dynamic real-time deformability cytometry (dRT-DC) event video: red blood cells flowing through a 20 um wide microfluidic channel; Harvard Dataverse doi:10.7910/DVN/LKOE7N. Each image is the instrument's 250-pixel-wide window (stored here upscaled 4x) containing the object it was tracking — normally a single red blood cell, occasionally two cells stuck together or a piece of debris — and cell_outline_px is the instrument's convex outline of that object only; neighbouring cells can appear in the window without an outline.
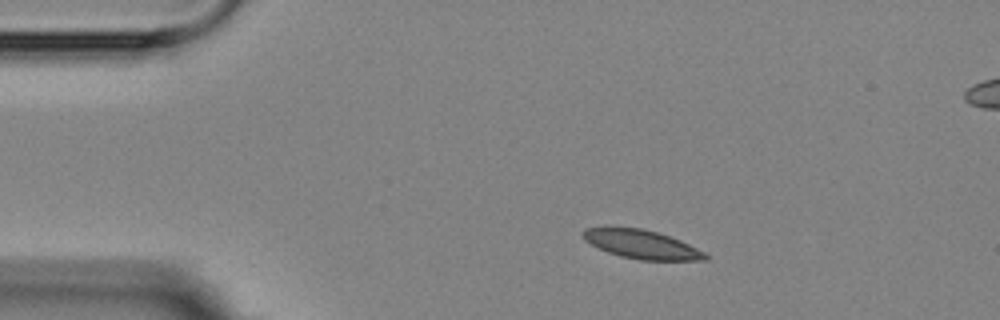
{"species": "Egyptian fruit bat (a non-hibernating species)", "species_latin": "Rousettus aegyptiacus", "temperature_condition": "room temperature", "stored_images_in_passage": 6, "camera_frame_rate_fps": 3000, "um_per_image_px": 0.085, "animal": {"sex": "female"}, "frame": {"image": 1, "passage_image": 2, "time_ms": 1.333, "image_size_px": [1000, 320], "cell_outline_px": [[708, 260], [640, 260], [620, 256], [608, 252], [584, 240], [580, 236], [580, 232], [584, 228], [604, 224], [608, 224], [640, 228], [656, 232], [680, 240], [704, 252], [708, 256]], "centroid_in_image_um": [54.4, 20.71], "position_along_channel_um": 30.6, "area_um2": 21.04}}
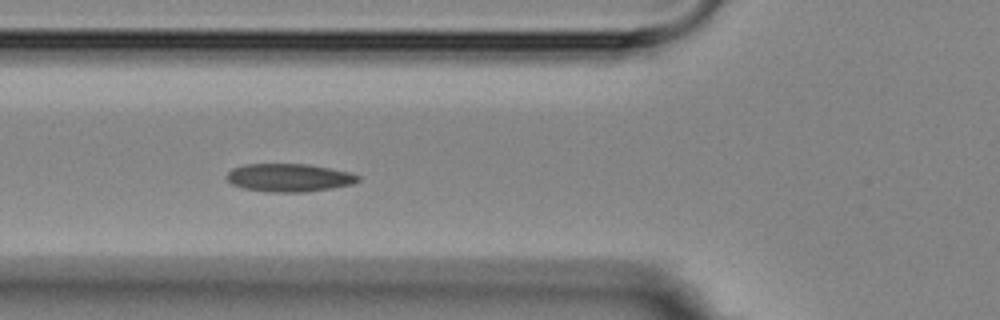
{"frame": {"image": 2, "passage_image": 5, "time_ms": 4.667, "image_size_px": [1000, 320], "cell_outline_px": [[360, 180], [352, 184], [332, 188], [304, 192], [264, 192], [244, 188], [232, 184], [224, 176], [232, 168], [244, 164], [308, 164], [348, 172], [360, 176]], "centroid_in_image_um": [24.53, 15.1], "position_along_channel_um": 101.3, "area_um2": 21.5}}
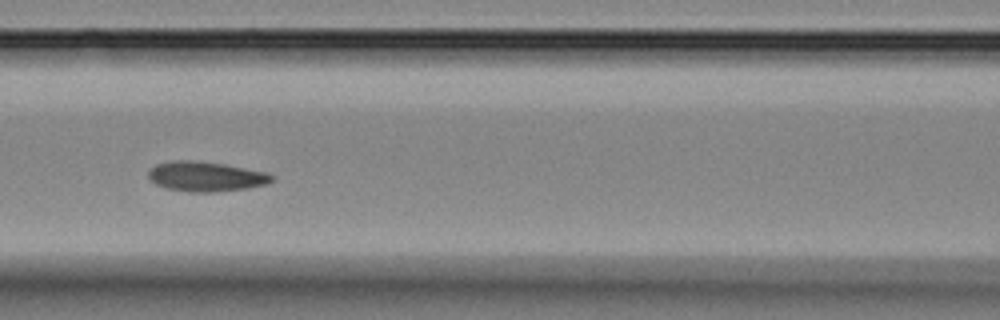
{"frame": {"image": 3, "passage_image": 6, "time_ms": 6.0, "image_size_px": [1000, 320], "cell_outline_px": [[276, 176], [268, 184], [248, 188], [216, 192], [192, 192], [164, 188], [156, 184], [148, 176], [148, 168], [156, 164], [172, 160], [200, 160], [224, 164], [268, 172]], "centroid_in_image_um": [17.51, 14.99], "position_along_channel_um": 149.1, "area_um2": 21.85}}